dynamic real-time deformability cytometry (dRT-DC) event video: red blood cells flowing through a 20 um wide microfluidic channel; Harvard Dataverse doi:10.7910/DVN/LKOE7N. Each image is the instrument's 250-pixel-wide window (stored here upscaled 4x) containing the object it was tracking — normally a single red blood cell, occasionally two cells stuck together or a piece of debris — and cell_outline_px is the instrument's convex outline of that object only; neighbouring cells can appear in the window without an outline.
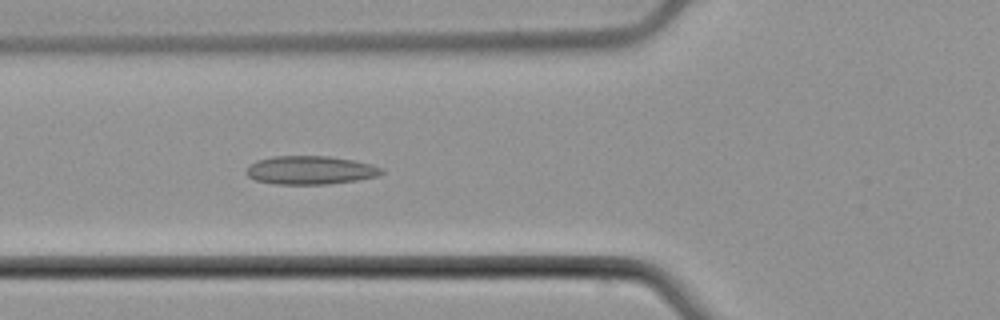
{"species": "common noctule bat (a hibernating species)", "species_latin": "Nyctalus noctula", "temperature_condition": "cold", "stored_images_in_passage": 55, "camera_frame_rate_fps": 3000, "um_per_image_px": 0.085, "animal": {"sex": "male", "body_mass_g": 21.5, "forearm_length_mm": 52.0}, "frame": {"image": 1, "passage_image": 21, "time_ms": 6.667, "image_size_px": [1000, 320], "cell_outline_px": [[384, 172], [380, 176], [356, 180], [328, 184], [276, 184], [256, 180], [248, 176], [244, 172], [256, 160], [272, 156], [328, 156], [356, 160], [372, 164], [384, 168]], "centroid_in_image_um": [26.43, 14.46], "position_along_channel_um": 99.4, "area_um2": 22.6}}
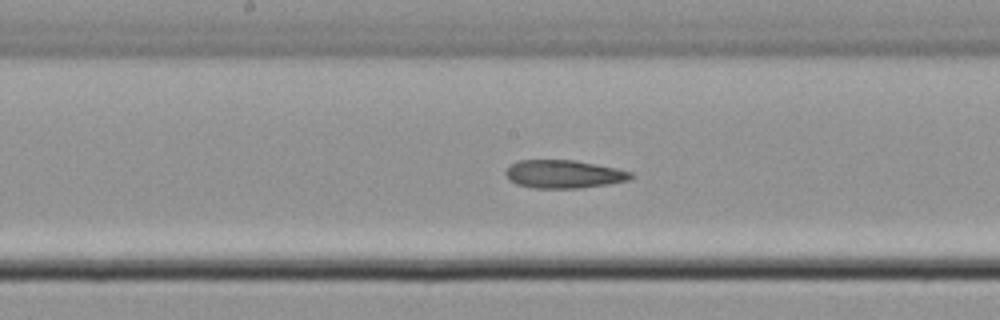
{"frame": {"image": 2, "passage_image": 29, "time_ms": 9.333, "image_size_px": [1000, 320], "cell_outline_px": [[636, 176], [628, 180], [608, 184], [580, 188], [532, 188], [516, 184], [508, 180], [504, 172], [512, 164], [520, 160], [576, 160], [616, 168], [632, 172]], "centroid_in_image_um": [47.92, 14.8], "position_along_channel_um": 200.3, "area_um2": 20.63}}
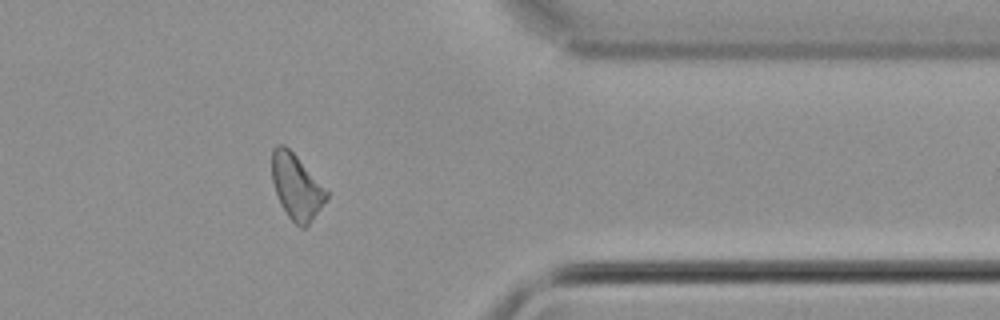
{"frame": {"image": 3, "passage_image": 45, "time_ms": 14.667, "image_size_px": [1000, 320], "cell_outline_px": [[328, 196], [320, 208], [308, 224], [304, 228], [300, 228], [288, 216], [280, 204], [272, 180], [272, 148], [276, 144], [284, 144], [296, 156], [328, 192]], "centroid_in_image_um": [25.16, 15.86], "position_along_channel_um": 386.2, "area_um2": 20.23}}